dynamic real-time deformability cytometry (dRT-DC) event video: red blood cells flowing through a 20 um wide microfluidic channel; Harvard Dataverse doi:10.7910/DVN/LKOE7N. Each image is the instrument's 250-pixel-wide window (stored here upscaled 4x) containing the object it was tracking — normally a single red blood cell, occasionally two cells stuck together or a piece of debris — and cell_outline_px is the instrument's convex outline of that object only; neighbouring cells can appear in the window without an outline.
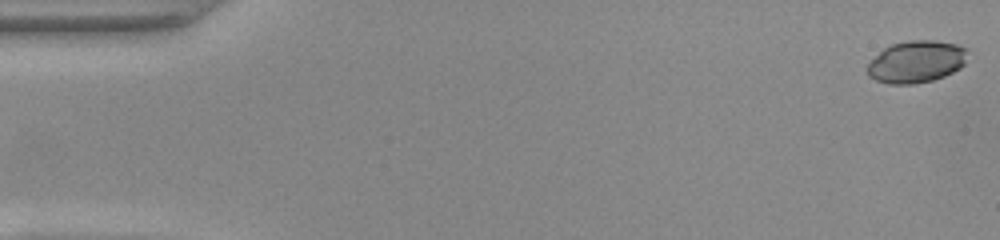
{"species": "common noctule bat (a hibernating species)", "species_latin": "Nyctalus noctula", "temperature_condition": "warm", "stored_images_in_passage": 52, "camera_frame_rate_fps": 3000, "um_per_image_px": 0.085, "animal": {"sex": "female", "body_mass_g": 22.0, "forearm_length_mm": 56.7}, "frame": {"image": 1, "passage_image": 1, "time_ms": 0.0, "image_size_px": [1000, 240], "cell_outline_px": [[968, 48], [964, 64], [960, 68], [944, 76], [932, 80], [912, 84], [888, 84], [876, 80], [868, 76], [868, 64], [884, 48], [892, 44], [908, 40], [936, 40], [956, 44]], "centroid_in_image_um": [77.9, 5.24], "position_along_channel_um": 7.1, "area_um2": 24.51}}
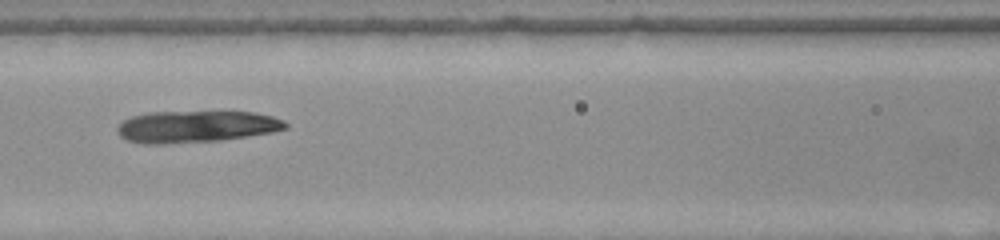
{"frame": {"image": 2, "passage_image": 23, "time_ms": 7.333, "image_size_px": [1000, 240], "cell_outline_px": [[288, 128], [272, 132], [248, 136], [220, 140], [164, 144], [140, 144], [128, 140], [120, 136], [116, 132], [116, 128], [124, 120], [132, 116], [148, 112], [252, 112], [272, 116], [284, 120], [288, 124]], "centroid_in_image_um": [16.65, 10.76], "position_along_channel_um": 149.9, "area_um2": 31.21}}
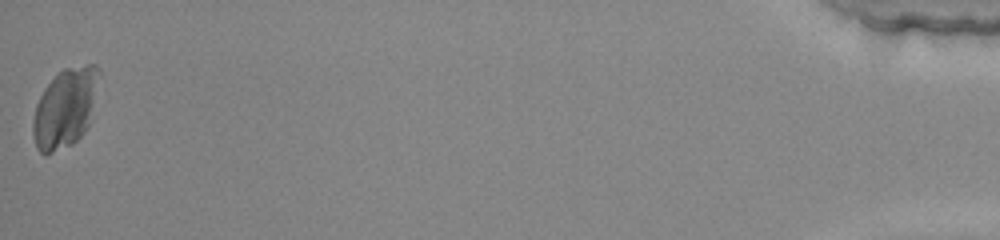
{"frame": {"image": 3, "passage_image": 52, "time_ms": 17.0, "image_size_px": [1000, 240], "cell_outline_px": [[100, 72], [88, 128], [72, 144], [44, 156], [36, 148], [32, 132], [32, 120], [36, 104], [44, 88], [64, 68], [88, 64], [96, 64], [100, 68]], "centroid_in_image_um": [5.52, 9.19], "position_along_channel_um": 429.7, "area_um2": 30.46}}